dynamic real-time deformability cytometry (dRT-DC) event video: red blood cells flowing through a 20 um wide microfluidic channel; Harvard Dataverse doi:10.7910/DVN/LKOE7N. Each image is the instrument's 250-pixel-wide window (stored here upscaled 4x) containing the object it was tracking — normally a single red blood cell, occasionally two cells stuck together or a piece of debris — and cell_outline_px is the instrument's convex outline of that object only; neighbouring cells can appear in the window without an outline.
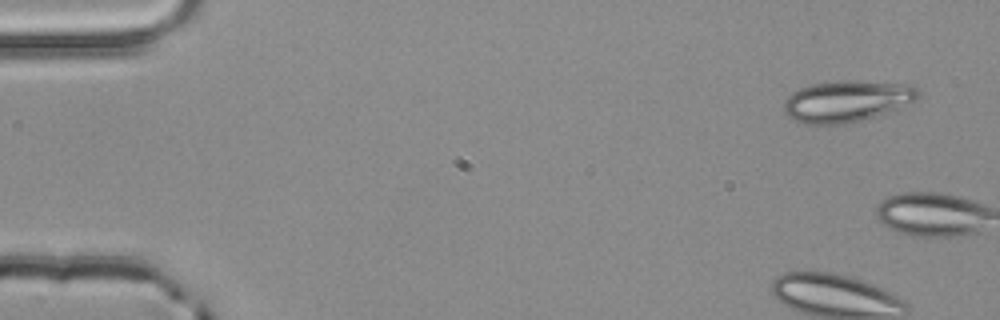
{"species": "common noctule bat (a hibernating species)", "species_latin": "Nyctalus noctula", "temperature_condition": "room temperature", "stored_images_in_passage": 4, "camera_frame_rate_fps": 3000, "um_per_image_px": 0.085, "animal": {"sex": "male", "body_mass_g": 20.4}, "frame": {"image": 1, "passage_image": 1, "time_ms": 0.0, "image_size_px": [1000, 320], "cell_outline_px": [[920, 96], [916, 100], [876, 116], [848, 124], [804, 124], [792, 120], [784, 112], [784, 100], [792, 92], [800, 88], [812, 84], [836, 80], [852, 80], [912, 84], [920, 92]], "centroid_in_image_um": [71.96, 8.59], "position_along_channel_um": 13.0, "area_um2": 32.71}}